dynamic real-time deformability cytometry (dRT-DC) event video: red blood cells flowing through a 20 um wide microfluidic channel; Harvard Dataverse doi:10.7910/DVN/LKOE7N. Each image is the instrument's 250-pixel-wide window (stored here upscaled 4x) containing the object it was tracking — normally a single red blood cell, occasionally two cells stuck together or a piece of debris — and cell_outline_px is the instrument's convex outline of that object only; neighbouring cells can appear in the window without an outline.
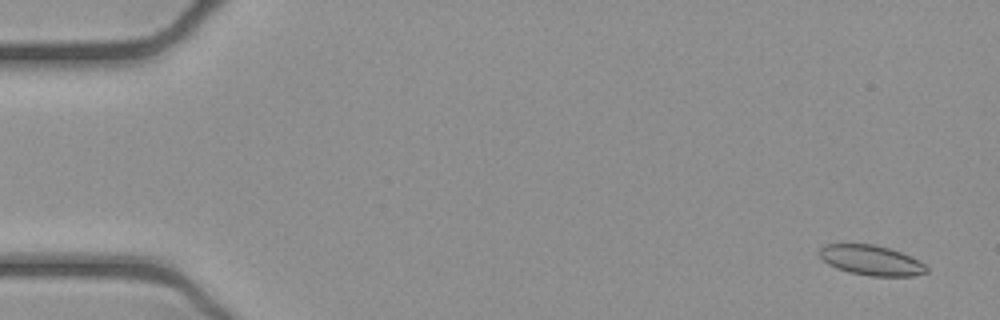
{"species": "common noctule bat (a hibernating species)", "species_latin": "Nyctalus noctula", "temperature_condition": "cold", "stored_images_in_passage": 14, "camera_frame_rate_fps": 3000, "um_per_image_px": 0.085, "animal": {"sex": "female", "body_mass_g": 21.9}, "frame": {"image": 1, "passage_image": 1, "time_ms": 0.0, "image_size_px": [1000, 320], "cell_outline_px": [[928, 272], [916, 276], [868, 276], [848, 272], [836, 268], [828, 264], [816, 252], [824, 244], [872, 244], [888, 248], [900, 252], [920, 260], [928, 268]], "centroid_in_image_um": [74.05, 22.13], "position_along_channel_um": 11.0, "area_um2": 18.9}}
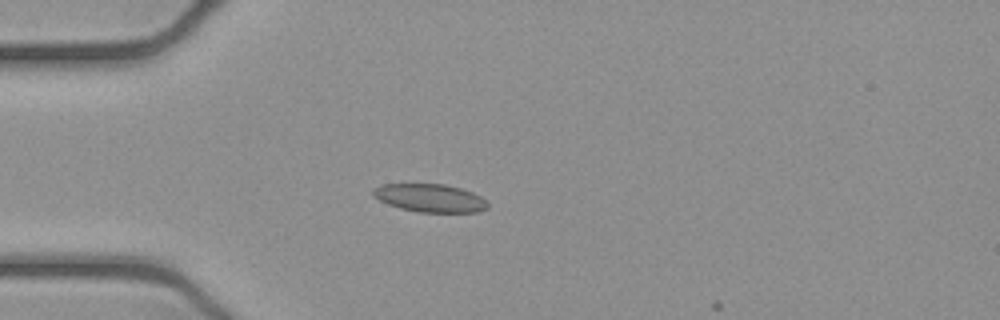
{"frame": {"image": 2, "passage_image": 13, "time_ms": 4.0, "image_size_px": [1000, 320], "cell_outline_px": [[488, 208], [476, 212], [420, 212], [400, 208], [388, 204], [372, 196], [372, 188], [380, 184], [444, 184], [460, 188], [472, 192], [480, 196], [488, 204]], "centroid_in_image_um": [36.51, 16.82], "position_along_channel_um": 48.5, "area_um2": 18.73}}